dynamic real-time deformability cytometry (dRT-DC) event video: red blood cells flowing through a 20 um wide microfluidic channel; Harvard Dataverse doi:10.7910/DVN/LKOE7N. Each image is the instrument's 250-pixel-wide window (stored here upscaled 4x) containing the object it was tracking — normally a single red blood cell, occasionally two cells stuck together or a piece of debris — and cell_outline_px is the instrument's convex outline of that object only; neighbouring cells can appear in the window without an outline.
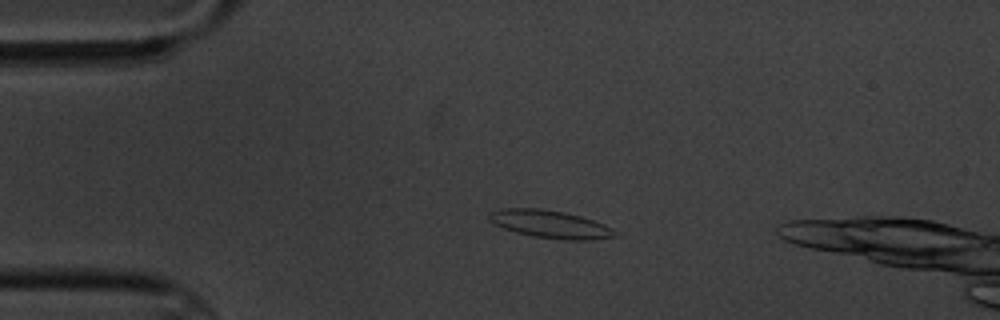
{"species": "common noctule bat (a hibernating species)", "species_latin": "Nyctalus noctula", "temperature_condition": "cold", "stored_images_in_passage": 5, "camera_frame_rate_fps": 3000, "um_per_image_px": 0.085, "animal": {"sex": "male", "body_mass_g": 20.1, "forearm_length_mm": 53.5}, "frame": {"image": 1, "passage_image": 4, "time_ms": 4.333, "image_size_px": [1000, 320], "cell_outline_px": [[616, 236], [592, 240], [564, 240], [532, 236], [516, 232], [504, 228], [488, 220], [488, 212], [504, 208], [540, 208], [564, 212], [580, 216], [604, 224], [612, 228], [616, 232]], "centroid_in_image_um": [46.75, 19.05], "position_along_channel_um": 38.2, "area_um2": 20.35}}